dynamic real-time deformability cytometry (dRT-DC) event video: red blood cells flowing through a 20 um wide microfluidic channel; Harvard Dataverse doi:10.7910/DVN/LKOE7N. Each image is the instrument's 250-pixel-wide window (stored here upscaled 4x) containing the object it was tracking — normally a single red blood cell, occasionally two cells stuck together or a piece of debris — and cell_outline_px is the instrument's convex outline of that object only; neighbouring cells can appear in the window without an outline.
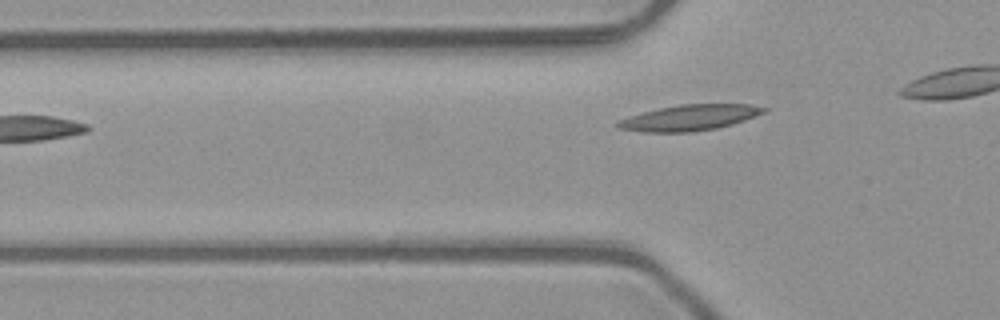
{"species": "common noctule bat (a hibernating species)", "species_latin": "Nyctalus noctula", "temperature_condition": "room temperature", "stored_images_in_passage": 2, "camera_frame_rate_fps": 3000, "um_per_image_px": 0.085, "animal": {"sex": "male", "body_mass_g": 23.1, "forearm_length_mm": 52.7}, "frame": {"image": 1, "passage_image": 2, "time_ms": 0.333, "image_size_px": [1000, 320], "cell_outline_px": [[768, 108], [764, 112], [756, 116], [732, 124], [716, 128], [692, 132], [644, 132], [620, 128], [616, 124], [616, 120], [644, 112], [660, 108], [680, 104], [748, 104]], "centroid_in_image_um": [58.62, 10.0], "position_along_channel_um": 67.2, "area_um2": 21.73}}